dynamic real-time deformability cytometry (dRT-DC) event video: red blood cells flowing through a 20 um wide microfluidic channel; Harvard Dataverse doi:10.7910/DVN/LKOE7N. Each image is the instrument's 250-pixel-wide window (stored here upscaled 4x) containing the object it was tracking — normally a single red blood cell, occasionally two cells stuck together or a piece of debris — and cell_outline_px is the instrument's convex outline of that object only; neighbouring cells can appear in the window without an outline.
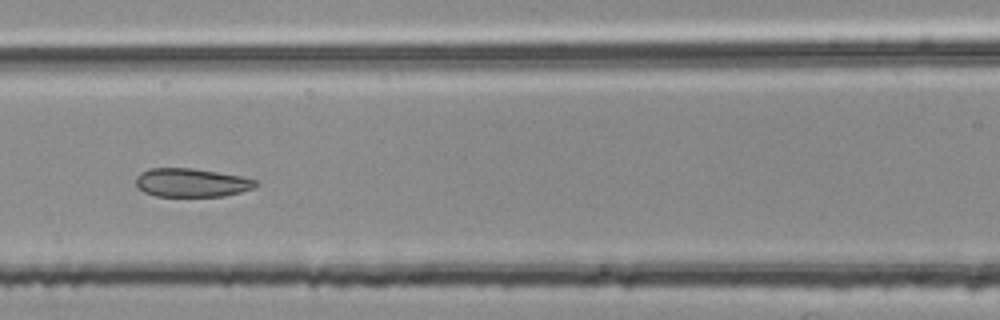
{"species": "common noctule bat (a hibernating species)", "species_latin": "Nyctalus noctula", "temperature_condition": "room temperature", "stored_images_in_passage": 48, "segment_of_instrument_passage": [2, 2], "camera_frame_rate_fps": 3000, "um_per_image_px": 0.085, "animal": {"sex": "female", "body_mass_g": 25.1}, "frame": {"image": 1, "passage_image": 20, "time_ms": 6.333, "image_size_px": [1000, 320], "cell_outline_px": [[260, 184], [252, 188], [240, 192], [224, 196], [156, 196], [144, 192], [136, 184], [136, 176], [140, 172], [148, 168], [192, 168], [240, 176], [256, 180]], "centroid_in_image_um": [16.26, 15.52], "position_along_channel_um": 150.3, "area_um2": 19.88}}
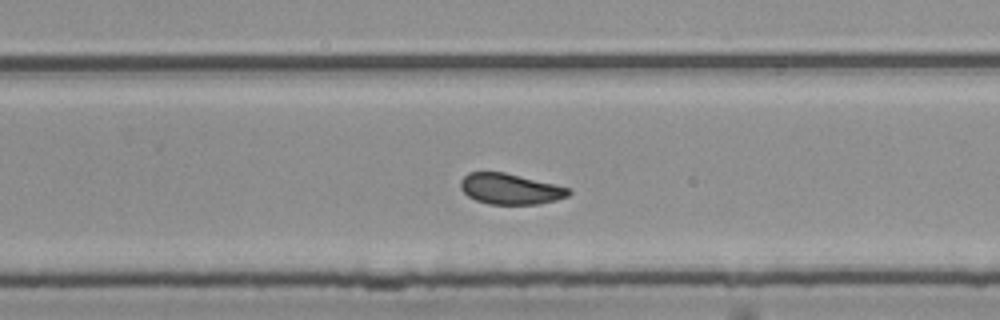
{"frame": {"image": 2, "passage_image": 31, "time_ms": 10.0, "image_size_px": [1000, 320], "cell_outline_px": [[572, 192], [568, 196], [556, 200], [540, 204], [488, 204], [476, 200], [468, 196], [460, 188], [460, 180], [468, 172], [504, 172], [568, 188]], "centroid_in_image_um": [43.33, 16.06], "position_along_channel_um": 286.5, "area_um2": 19.19}}
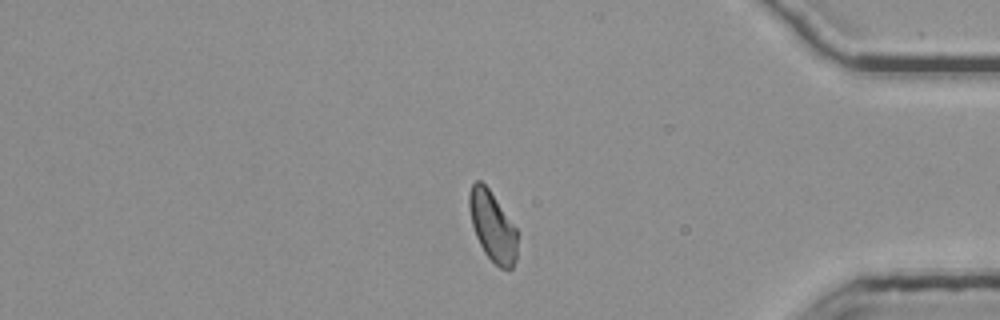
{"frame": {"image": 3, "passage_image": 42, "time_ms": 13.667, "image_size_px": [1000, 320], "cell_outline_px": [[516, 260], [512, 268], [500, 268], [484, 252], [476, 236], [472, 224], [468, 204], [468, 196], [472, 184], [476, 180], [480, 180], [488, 188], [516, 228]], "centroid_in_image_um": [41.84, 19.23], "position_along_channel_um": 393.4, "area_um2": 19.19}}